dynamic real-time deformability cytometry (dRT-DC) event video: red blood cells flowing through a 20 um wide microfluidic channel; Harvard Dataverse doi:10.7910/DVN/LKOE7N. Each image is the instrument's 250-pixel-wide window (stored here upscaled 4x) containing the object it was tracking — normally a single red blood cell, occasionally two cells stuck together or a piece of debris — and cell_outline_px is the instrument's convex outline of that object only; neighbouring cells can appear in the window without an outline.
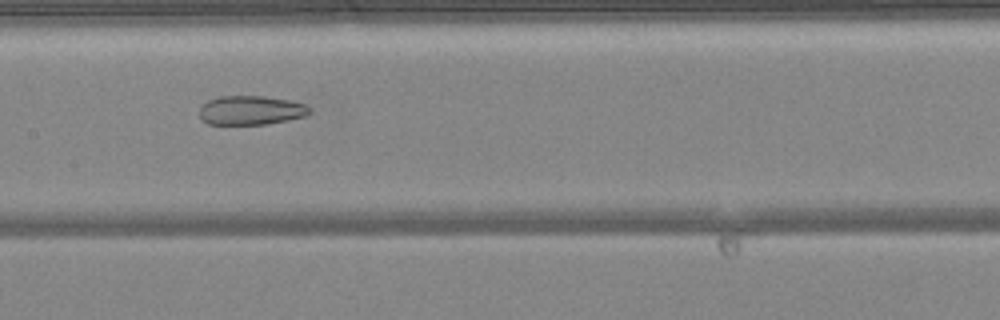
{"species": "common noctule bat (a hibernating species)", "species_latin": "Nyctalus noctula", "temperature_condition": "warm", "stored_images_in_passage": 48, "camera_frame_rate_fps": 3000, "um_per_image_px": 0.085, "animal": {"sex": "female", "body_mass_g": 24.6, "forearm_length_mm": 56.2}, "frame": {"image": 1, "passage_image": 24, "time_ms": 7.667, "image_size_px": [1000, 320], "cell_outline_px": [[312, 112], [304, 116], [288, 120], [268, 124], [208, 124], [200, 120], [200, 108], [208, 100], [220, 96], [264, 96], [288, 100], [304, 104], [312, 108]], "centroid_in_image_um": [21.33, 9.38], "position_along_channel_um": 186.1, "area_um2": 18.73}}
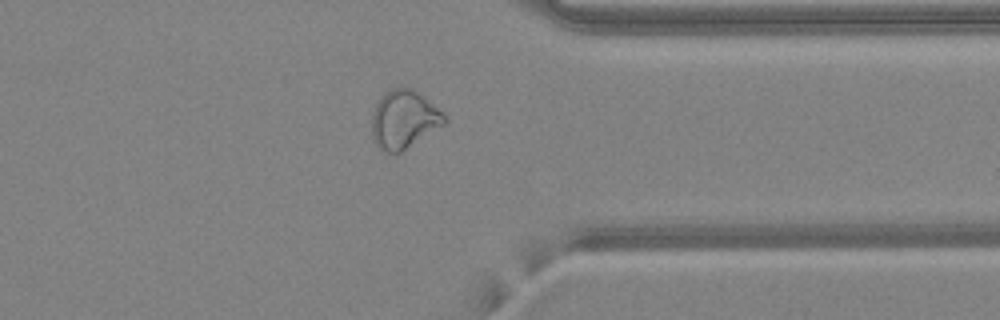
{"frame": {"image": 2, "passage_image": 38, "time_ms": 12.333, "image_size_px": [1000, 320], "cell_outline_px": [[448, 120], [444, 124], [400, 152], [384, 152], [372, 140], [372, 112], [380, 96], [384, 92], [400, 84], [412, 88], [444, 112]], "centroid_in_image_um": [34.31, 10.1], "position_along_channel_um": 377.1, "area_um2": 24.8}}
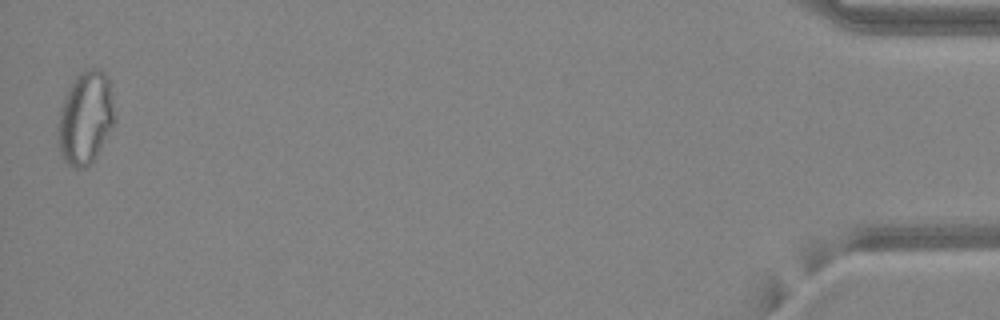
{"frame": {"image": 3, "passage_image": 48, "time_ms": 15.667, "image_size_px": [1000, 320], "cell_outline_px": [[116, 120], [112, 128], [96, 156], [88, 168], [76, 168], [68, 164], [64, 160], [60, 152], [56, 140], [56, 128], [60, 108], [64, 96], [76, 76], [80, 72], [88, 68], [100, 68], [108, 76], [112, 96]], "centroid_in_image_um": [7.25, 10.02], "position_along_channel_um": 427.9, "area_um2": 31.27}, "authors_computed_cell_mechanics": {"area_um2": 26.7325, "velocity_mm_per_s": 4.2218, "shape_relaxation_time_tau1_ms": null, "shape_relaxation_time_tau2_ms": 3.3656, "deformation_change_tau1": null, "deformation_change_tau2": 0.1196}}